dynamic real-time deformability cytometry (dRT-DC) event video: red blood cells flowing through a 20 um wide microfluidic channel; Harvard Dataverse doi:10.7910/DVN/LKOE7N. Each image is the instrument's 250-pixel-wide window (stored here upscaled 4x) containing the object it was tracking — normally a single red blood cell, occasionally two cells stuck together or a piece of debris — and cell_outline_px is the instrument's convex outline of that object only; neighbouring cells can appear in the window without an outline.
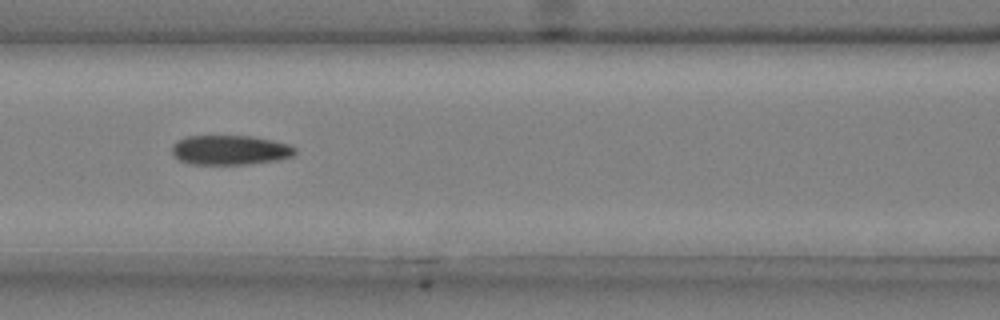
{"species": "common noctule bat (a hibernating species)", "species_latin": "Nyctalus noctula", "temperature_condition": "cold", "stored_images_in_passage": 15, "camera_frame_rate_fps": 3000, "um_per_image_px": 0.085, "animal": {"sex": "male", "body_mass_g": 20.4}, "frame": {"image": 1, "passage_image": 9, "time_ms": 2.667, "image_size_px": [1000, 320], "cell_outline_px": [[296, 152], [292, 156], [280, 160], [248, 164], [192, 164], [180, 160], [172, 152], [172, 144], [176, 140], [188, 136], [252, 136], [272, 140], [288, 144], [296, 148]], "centroid_in_image_um": [19.57, 12.75], "position_along_channel_um": 147.0, "area_um2": 21.27}}